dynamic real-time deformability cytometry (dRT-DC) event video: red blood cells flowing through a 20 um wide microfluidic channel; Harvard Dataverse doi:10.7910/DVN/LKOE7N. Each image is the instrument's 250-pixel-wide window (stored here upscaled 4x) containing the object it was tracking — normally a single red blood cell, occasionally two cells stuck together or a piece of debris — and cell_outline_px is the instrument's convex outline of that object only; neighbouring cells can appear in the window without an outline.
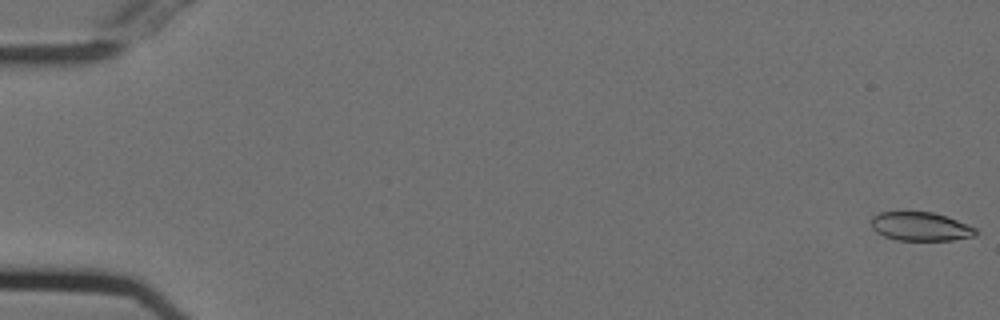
{"species": "Egyptian fruit bat (a non-hibernating species)", "species_latin": "Rousettus aegyptiacus", "temperature_condition": "cold", "stored_images_in_passage": 12, "camera_frame_rate_fps": 3000, "um_per_image_px": 0.085, "animal": {"sex": "female"}, "frame": {"image": 1, "passage_image": 1, "time_ms": 0.0, "image_size_px": [1000, 320], "cell_outline_px": [[980, 232], [976, 236], [952, 240], [896, 240], [884, 236], [876, 232], [872, 228], [872, 216], [880, 212], [932, 212], [956, 220], [976, 228]], "centroid_in_image_um": [78.25, 19.26], "position_along_channel_um": 6.7, "area_um2": 17.46}}